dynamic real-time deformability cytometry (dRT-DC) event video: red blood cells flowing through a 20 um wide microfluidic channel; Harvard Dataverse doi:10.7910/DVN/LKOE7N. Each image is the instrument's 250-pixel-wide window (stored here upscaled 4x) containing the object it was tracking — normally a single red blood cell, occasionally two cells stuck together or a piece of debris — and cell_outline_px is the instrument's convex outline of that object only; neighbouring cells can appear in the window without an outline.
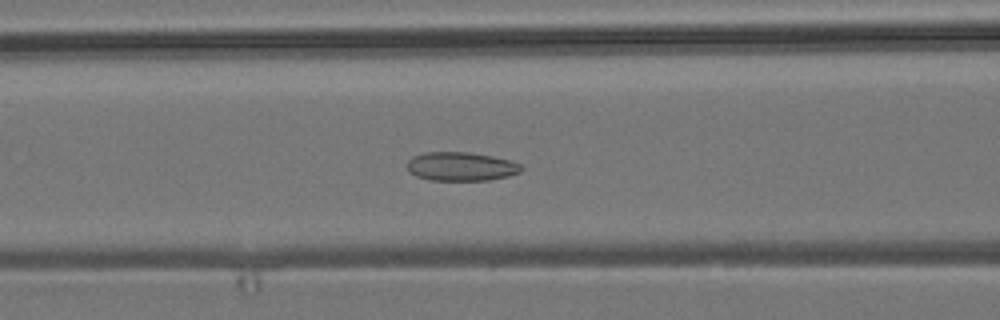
{"species": "common noctule bat (a hibernating species)", "species_latin": "Nyctalus noctula", "temperature_condition": "room temperature", "stored_images_in_passage": 40, "camera_frame_rate_fps": 3000, "um_per_image_px": 0.085, "animal": {"sex": "male", "body_mass_g": 19.2, "forearm_length_mm": 51.8}, "frame": {"image": 1, "passage_image": 11, "time_ms": 3.333, "image_size_px": [1000, 320], "cell_outline_px": [[524, 168], [520, 172], [508, 176], [488, 180], [428, 180], [416, 176], [408, 172], [408, 160], [412, 156], [424, 152], [472, 152], [512, 160], [520, 164]], "centroid_in_image_um": [39.19, 14.14], "position_along_channel_um": 127.4, "area_um2": 19.36}}
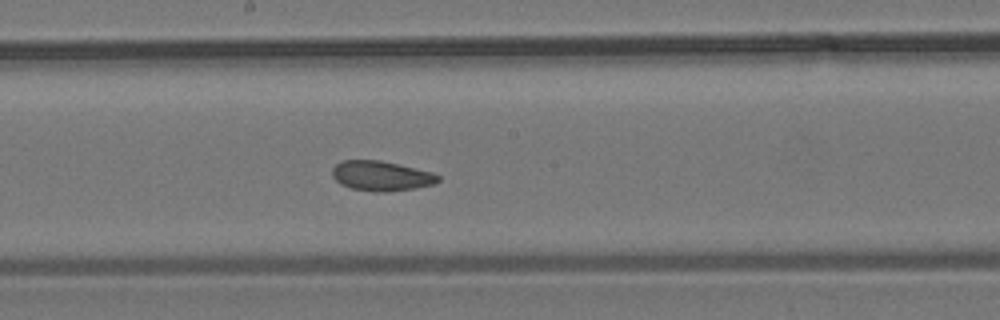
{"frame": {"image": 2, "passage_image": 18, "time_ms": 5.667, "image_size_px": [1000, 320], "cell_outline_px": [[440, 180], [432, 184], [416, 188], [384, 192], [372, 192], [352, 188], [340, 184], [332, 176], [332, 168], [336, 164], [344, 160], [380, 160], [432, 172], [440, 176]], "centroid_in_image_um": [32.39, 14.95], "position_along_channel_um": 215.8, "area_um2": 18.38}}
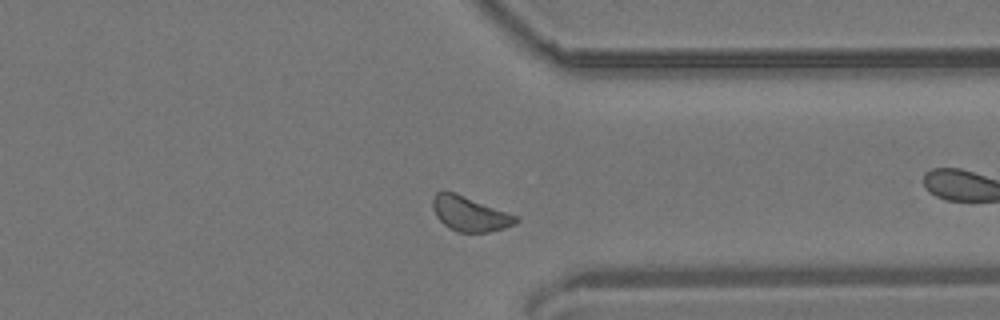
{"frame": {"image": 3, "passage_image": 27, "time_ms": 8.667, "image_size_px": [1000, 320], "cell_outline_px": [[520, 220], [516, 224], [504, 228], [488, 232], [456, 232], [448, 228], [436, 216], [432, 208], [432, 200], [436, 192], [456, 192], [520, 216]], "centroid_in_image_um": [39.97, 18.17], "position_along_channel_um": 371.4, "area_um2": 17.17}, "authors_computed_cell_mechanics": {"area_um2": 18.207, "velocity_mm_per_s": 3.7987, "shape_relaxation_time_tau1_ms": null, "shape_relaxation_time_tau2_ms": 2.0174, "deformation_change_tau1": null, "deformation_change_tau2": 0.0809}}